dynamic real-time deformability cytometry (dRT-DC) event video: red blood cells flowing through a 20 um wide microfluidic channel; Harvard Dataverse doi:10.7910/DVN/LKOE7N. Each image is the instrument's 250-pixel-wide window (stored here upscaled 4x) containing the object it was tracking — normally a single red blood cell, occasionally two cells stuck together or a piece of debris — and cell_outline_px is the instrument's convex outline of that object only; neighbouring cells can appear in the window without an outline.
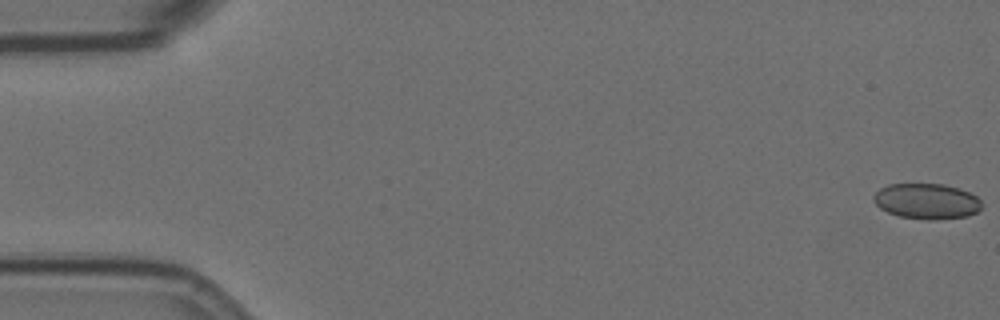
{"species": "Egyptian fruit bat (a non-hibernating species)", "species_latin": "Rousettus aegyptiacus", "temperature_condition": "room temperature", "stored_images_in_passage": 57, "camera_frame_rate_fps": 3000, "um_per_image_px": 0.085, "animal": {"sex": "female"}, "frame": {"image": 1, "passage_image": 1, "time_ms": 0.0, "image_size_px": [1000, 320], "cell_outline_px": [[984, 204], [976, 212], [968, 216], [932, 220], [928, 220], [900, 216], [888, 212], [880, 208], [872, 200], [872, 196], [880, 188], [888, 184], [944, 184], [960, 188], [976, 196]], "centroid_in_image_um": [78.77, 17.1], "position_along_channel_um": 6.2, "area_um2": 22.48}}
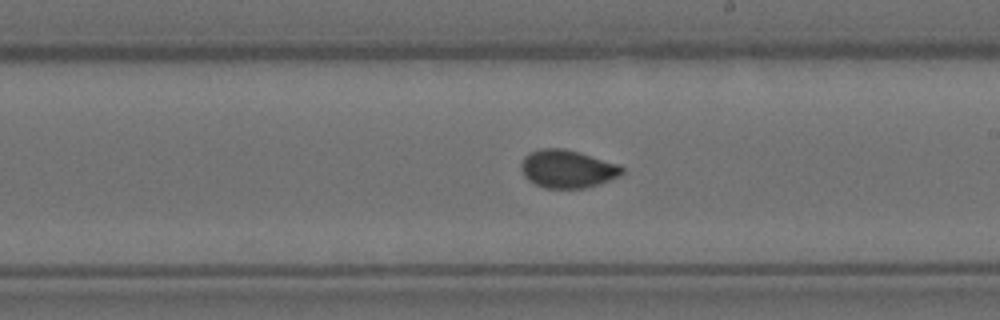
{"frame": {"image": 2, "passage_image": 33, "time_ms": 10.667, "image_size_px": [1000, 320], "cell_outline_px": [[624, 172], [620, 176], [600, 184], [584, 188], [544, 188], [528, 180], [524, 176], [520, 168], [520, 164], [524, 156], [528, 152], [540, 148], [564, 148], [580, 152], [620, 164], [624, 168]], "centroid_in_image_um": [48.23, 14.34], "position_along_channel_um": 240.8, "area_um2": 22.72}}
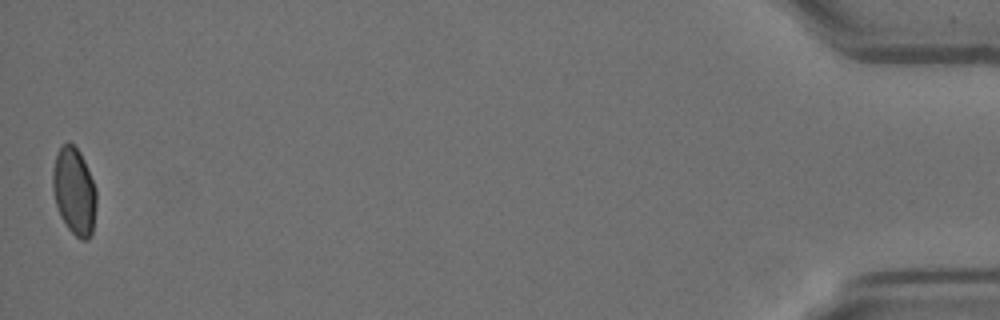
{"frame": {"image": 3, "passage_image": 57, "time_ms": 18.667, "image_size_px": [1000, 320], "cell_outline_px": [[96, 208], [92, 236], [88, 240], [80, 240], [68, 228], [60, 216], [56, 204], [52, 188], [52, 172], [56, 152], [68, 140], [80, 152], [84, 160], [96, 188]], "centroid_in_image_um": [6.31, 16.27], "position_along_channel_um": 428.9, "area_um2": 22.43}}